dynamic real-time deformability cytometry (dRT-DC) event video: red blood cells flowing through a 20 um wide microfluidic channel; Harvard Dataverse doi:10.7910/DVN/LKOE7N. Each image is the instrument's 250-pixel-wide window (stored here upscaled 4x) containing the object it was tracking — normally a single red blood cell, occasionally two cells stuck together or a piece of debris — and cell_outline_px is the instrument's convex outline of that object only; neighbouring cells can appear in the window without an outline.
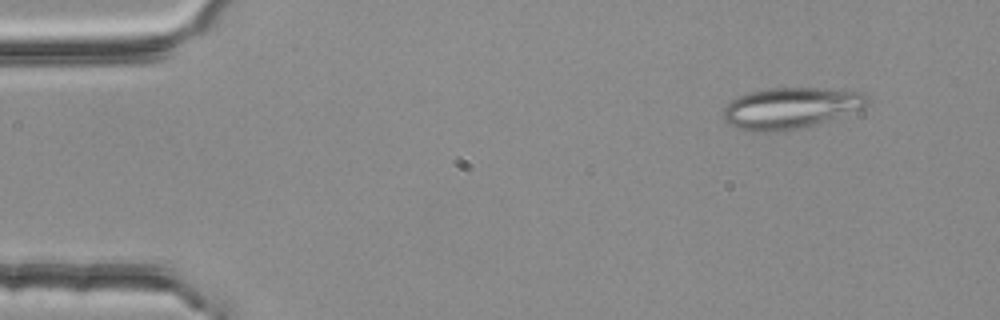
{"species": "common noctule bat (a hibernating species)", "species_latin": "Nyctalus noctula", "temperature_condition": "room temperature", "stored_images_in_passage": 3, "camera_frame_rate_fps": 3000, "um_per_image_px": 0.085, "animal": {"sex": "female", "body_mass_g": 25.1}, "frame": {"image": 1, "passage_image": 1, "time_ms": 0.0, "image_size_px": [1000, 320], "cell_outline_px": [[872, 100], [868, 104], [860, 108], [800, 128], [784, 132], [752, 132], [736, 128], [724, 120], [720, 112], [732, 100], [748, 92], [768, 88], [840, 88], [864, 92]], "centroid_in_image_um": [67.17, 9.17], "position_along_channel_um": 17.8, "area_um2": 34.68}}